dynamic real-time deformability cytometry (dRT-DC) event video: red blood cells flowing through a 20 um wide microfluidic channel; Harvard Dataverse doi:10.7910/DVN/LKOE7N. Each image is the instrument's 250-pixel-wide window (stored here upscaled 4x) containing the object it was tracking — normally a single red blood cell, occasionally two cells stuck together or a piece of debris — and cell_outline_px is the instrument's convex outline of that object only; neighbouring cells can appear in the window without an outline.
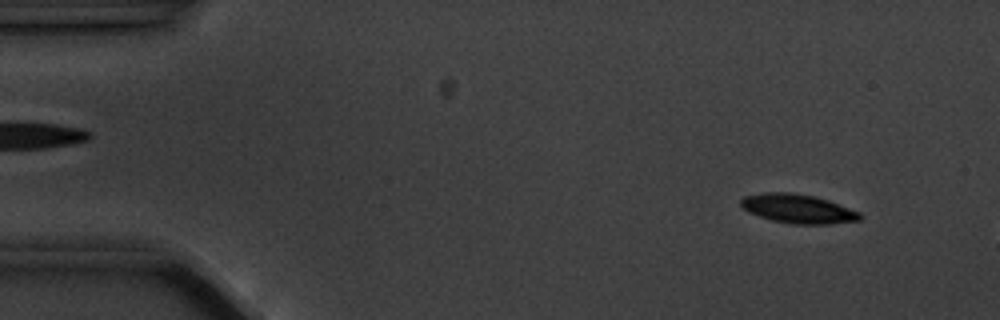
{"species": "common noctule bat (a hibernating species)", "species_latin": "Nyctalus noctula", "temperature_condition": "cold", "stored_images_in_passage": 4, "camera_frame_rate_fps": 3000, "um_per_image_px": 0.085, "animal": {"sex": "male", "body_mass_g": 20.1, "forearm_length_mm": 53.5}, "frame": {"image": 1, "passage_image": 2, "time_ms": 1.0, "image_size_px": [1000, 320], "cell_outline_px": [[864, 216], [860, 220], [828, 224], [792, 224], [772, 220], [748, 212], [740, 204], [740, 200], [744, 196], [760, 192], [788, 192], [816, 196], [828, 200], [860, 212]], "centroid_in_image_um": [67.82, 17.73], "position_along_channel_um": 17.2, "area_um2": 20.23}}